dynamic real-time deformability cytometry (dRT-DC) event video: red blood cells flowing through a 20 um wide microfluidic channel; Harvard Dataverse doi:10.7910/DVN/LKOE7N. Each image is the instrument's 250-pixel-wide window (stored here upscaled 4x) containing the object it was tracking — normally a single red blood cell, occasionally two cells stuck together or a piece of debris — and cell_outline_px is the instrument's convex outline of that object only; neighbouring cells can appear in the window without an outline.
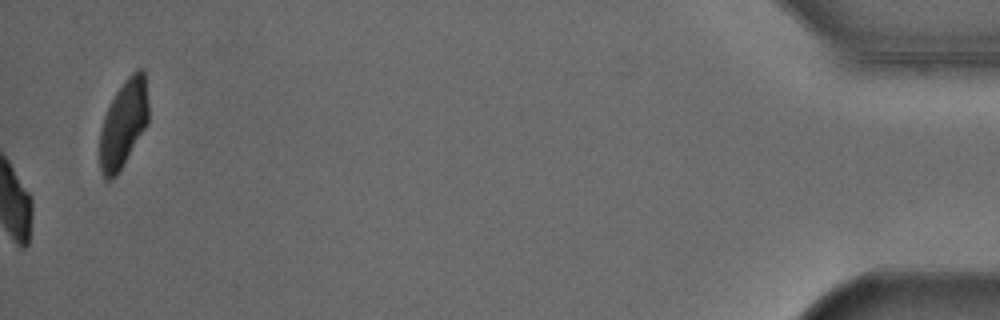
{"species": "Egyptian fruit bat (a non-hibernating species)", "species_latin": "Rousettus aegyptiacus", "temperature_condition": "cold", "stored_images_in_passage": 45, "camera_frame_rate_fps": 3000, "um_per_image_px": 0.085, "animal": {"sex": "male"}, "frame": {"image": 1, "passage_image": 45, "time_ms": 14.667, "image_size_px": [1000, 320], "cell_outline_px": [[148, 124], [116, 176], [112, 180], [104, 180], [100, 172], [100, 132], [104, 116], [116, 92], [124, 80], [136, 68], [144, 68], [148, 100]], "centroid_in_image_um": [10.5, 10.51], "position_along_channel_um": 424.7, "area_um2": 24.97}, "authors_computed_cell_mechanics": {"area_um2": 24.9696, "velocity_mm_per_s": 3.8244, "shape_relaxation_time_tau1_ms": 4.5865, "shape_relaxation_time_tau2_ms": 8.6744, "deformation_change_tau1": 0.11, "deformation_change_tau2": 0.075}}